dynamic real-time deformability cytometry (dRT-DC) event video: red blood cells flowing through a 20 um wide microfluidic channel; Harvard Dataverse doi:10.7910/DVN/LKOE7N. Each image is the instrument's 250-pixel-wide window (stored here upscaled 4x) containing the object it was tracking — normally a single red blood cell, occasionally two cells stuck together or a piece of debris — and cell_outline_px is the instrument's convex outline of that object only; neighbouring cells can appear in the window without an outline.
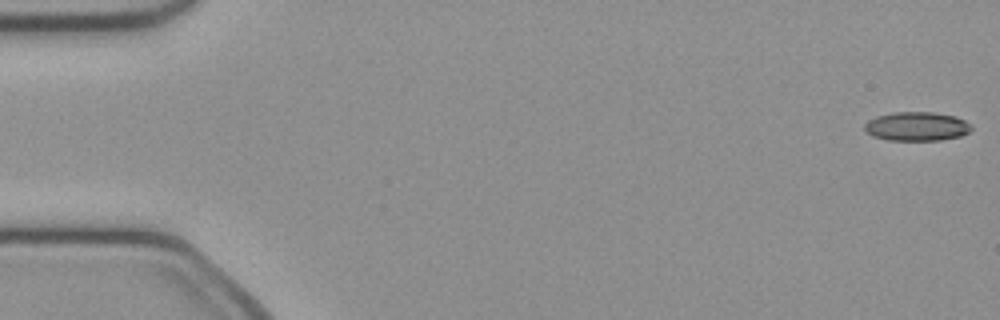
{"species": "common noctule bat (a hibernating species)", "species_latin": "Nyctalus noctula", "temperature_condition": "cold", "stored_images_in_passage": 50, "camera_frame_rate_fps": 3000, "um_per_image_px": 0.085, "animal": {"sex": "female", "body_mass_g": 21.9}, "frame": {"image": 1, "passage_image": 1, "time_ms": 0.0, "image_size_px": [1000, 320], "cell_outline_px": [[972, 128], [968, 132], [960, 136], [940, 140], [888, 140], [872, 136], [864, 128], [864, 124], [868, 120], [876, 116], [896, 112], [932, 112], [956, 116], [972, 124]], "centroid_in_image_um": [77.93, 10.74], "position_along_channel_um": 7.1, "area_um2": 18.03}}
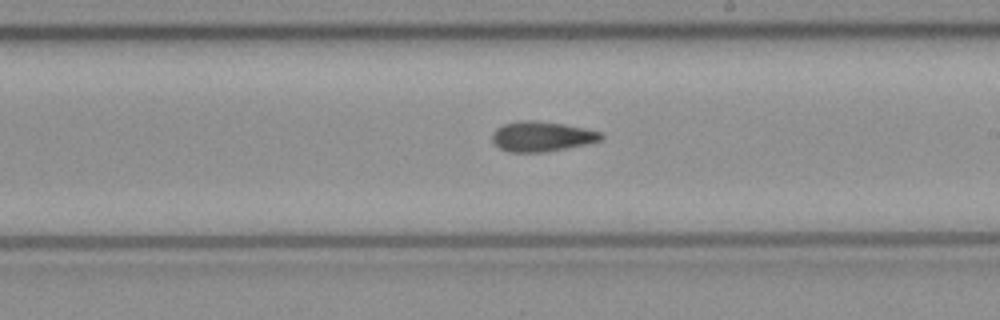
{"frame": {"image": 2, "passage_image": 29, "time_ms": 9.333, "image_size_px": [1000, 320], "cell_outline_px": [[604, 136], [600, 140], [584, 144], [544, 152], [508, 152], [500, 148], [492, 140], [492, 132], [496, 128], [504, 124], [520, 120], [532, 120], [564, 124], [584, 128], [600, 132]], "centroid_in_image_um": [46.0, 11.59], "position_along_channel_um": 243.0, "area_um2": 18.84}}
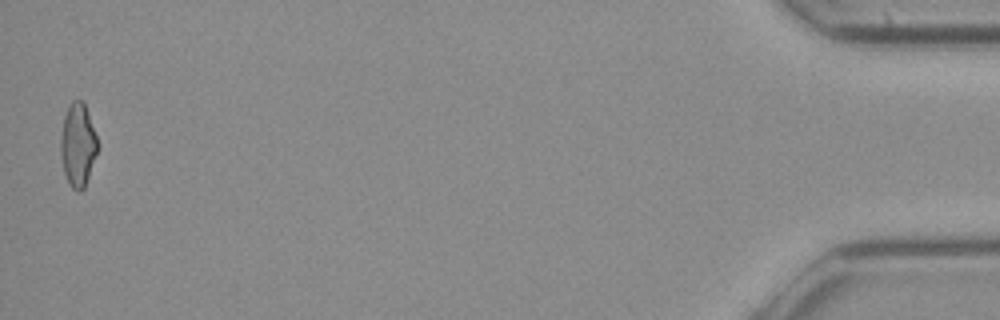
{"frame": {"image": 3, "passage_image": 50, "time_ms": 16.333, "image_size_px": [1000, 320], "cell_outline_px": [[96, 152], [84, 188], [80, 192], [76, 192], [72, 188], [64, 172], [60, 156], [60, 140], [64, 116], [68, 104], [72, 100], [80, 100], [84, 104], [96, 136]], "centroid_in_image_um": [6.57, 12.32], "position_along_channel_um": 428.6, "area_um2": 17.46}, "authors_computed_cell_mechanics": {"area_um2": 18.6116, "velocity_mm_per_s": 4.0649, "shape_relaxation_time_tau1_ms": null, "shape_relaxation_time_tau2_ms": 4.8418, "deformation_change_tau1": null, "deformation_change_tau2": 0.1291}}